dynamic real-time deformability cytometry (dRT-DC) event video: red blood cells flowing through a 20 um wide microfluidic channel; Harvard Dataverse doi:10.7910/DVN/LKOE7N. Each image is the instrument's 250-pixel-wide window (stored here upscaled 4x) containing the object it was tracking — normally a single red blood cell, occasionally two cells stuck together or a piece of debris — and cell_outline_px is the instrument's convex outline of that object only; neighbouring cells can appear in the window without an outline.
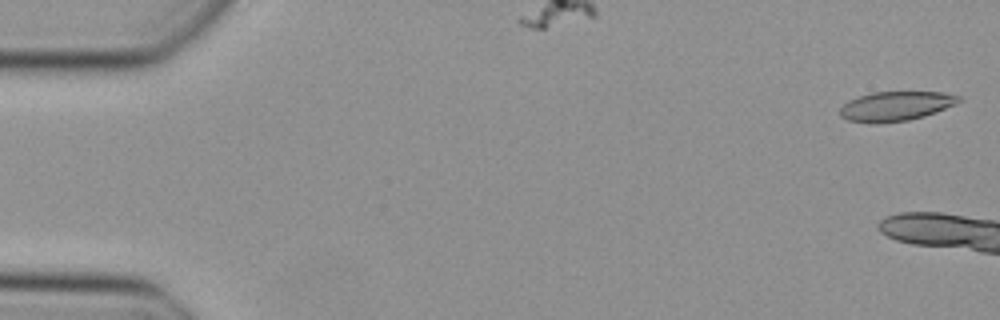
{"species": "Egyptian fruit bat (a non-hibernating species)", "species_latin": "Rousettus aegyptiacus", "temperature_condition": "cold", "stored_images_in_passage": 5, "camera_frame_rate_fps": 3000, "um_per_image_px": 0.085, "animal": {"sex": "female"}, "frame": {"image": 1, "passage_image": 1, "time_ms": 0.0, "image_size_px": [1000, 320], "cell_outline_px": [[964, 100], [956, 104], [936, 112], [924, 116], [908, 120], [880, 124], [868, 124], [848, 120], [840, 116], [840, 108], [848, 100], [872, 92], [944, 92], [960, 96]], "centroid_in_image_um": [76.15, 9.03], "position_along_channel_um": 8.9, "area_um2": 20.69}}